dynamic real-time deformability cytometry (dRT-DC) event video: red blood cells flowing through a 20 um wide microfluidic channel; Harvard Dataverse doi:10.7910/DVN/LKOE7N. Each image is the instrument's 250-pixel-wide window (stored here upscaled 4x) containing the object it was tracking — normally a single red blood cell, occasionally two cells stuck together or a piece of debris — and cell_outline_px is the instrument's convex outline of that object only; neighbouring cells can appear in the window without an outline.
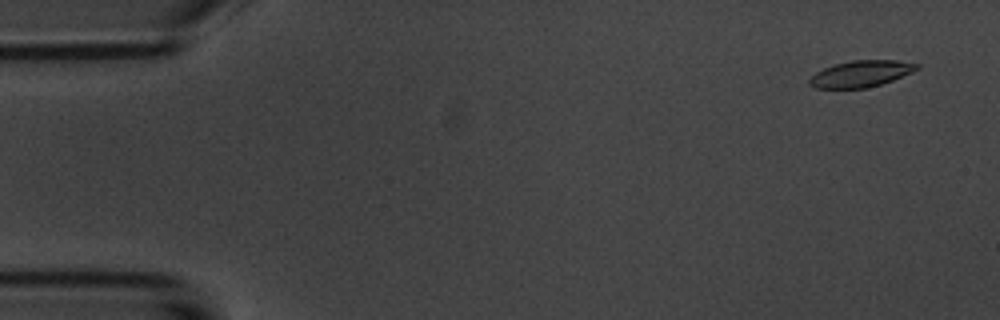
{"species": "common noctule bat (a hibernating species)", "species_latin": "Nyctalus noctula", "temperature_condition": "room temperature", "stored_images_in_passage": 4, "camera_frame_rate_fps": 3000, "um_per_image_px": 0.085, "animal": {"sex": "male", "body_mass_g": 20.1, "forearm_length_mm": 53.5}, "frame": {"image": 1, "passage_image": 1, "time_ms": 0.0, "image_size_px": [1000, 320], "cell_outline_px": [[920, 68], [912, 72], [892, 80], [880, 84], [864, 88], [816, 88], [808, 84], [808, 80], [816, 72], [824, 68], [836, 64], [852, 60], [896, 60], [920, 64]], "centroid_in_image_um": [73.18, 6.26], "position_along_channel_um": 11.8, "area_um2": 16.42}}
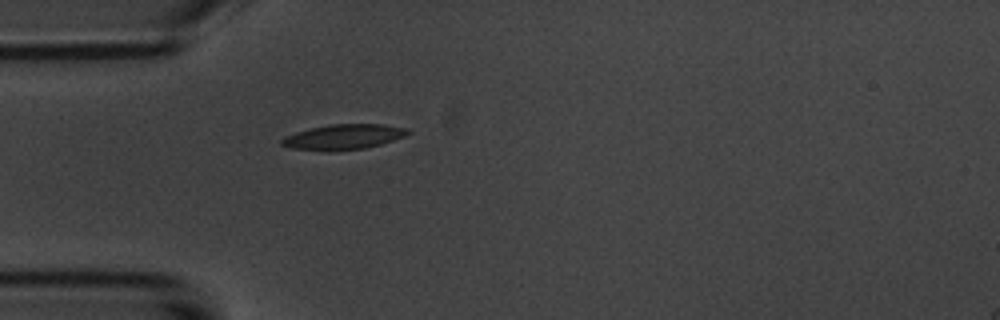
{"frame": {"image": 2, "passage_image": 4, "time_ms": 4.333, "image_size_px": [1000, 320], "cell_outline_px": [[412, 132], [404, 136], [380, 144], [364, 148], [292, 148], [280, 144], [280, 140], [284, 136], [296, 132], [328, 124], [384, 124], [404, 128]], "centroid_in_image_um": [29.22, 11.58], "position_along_channel_um": 55.8, "area_um2": 17.46}}